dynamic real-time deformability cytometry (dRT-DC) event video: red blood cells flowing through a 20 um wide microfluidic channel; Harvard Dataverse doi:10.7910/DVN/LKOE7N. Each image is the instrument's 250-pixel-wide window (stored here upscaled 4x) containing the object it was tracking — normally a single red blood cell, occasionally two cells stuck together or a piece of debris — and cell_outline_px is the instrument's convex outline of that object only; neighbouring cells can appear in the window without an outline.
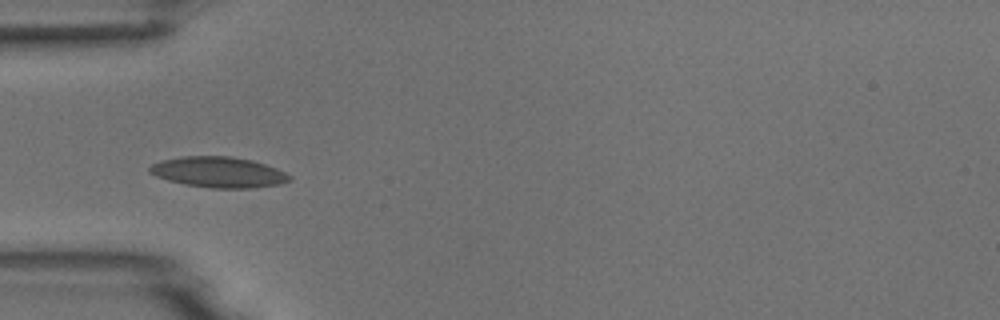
{"species": "common noctule bat (a hibernating species)", "species_latin": "Nyctalus noctula", "temperature_condition": "room temperature", "stored_images_in_passage": 7, "camera_frame_rate_fps": 3000, "um_per_image_px": 0.085, "animal": {"sex": "male", "body_mass_g": 18.8}, "frame": {"image": 1, "passage_image": 5, "time_ms": 1.333, "image_size_px": [1000, 320], "cell_outline_px": [[292, 180], [280, 184], [252, 188], [212, 188], [184, 184], [168, 180], [156, 176], [148, 172], [148, 168], [152, 164], [160, 160], [180, 156], [232, 156], [252, 160], [276, 168], [292, 176]], "centroid_in_image_um": [18.56, 14.63], "position_along_channel_um": 66.4, "area_um2": 25.14}}